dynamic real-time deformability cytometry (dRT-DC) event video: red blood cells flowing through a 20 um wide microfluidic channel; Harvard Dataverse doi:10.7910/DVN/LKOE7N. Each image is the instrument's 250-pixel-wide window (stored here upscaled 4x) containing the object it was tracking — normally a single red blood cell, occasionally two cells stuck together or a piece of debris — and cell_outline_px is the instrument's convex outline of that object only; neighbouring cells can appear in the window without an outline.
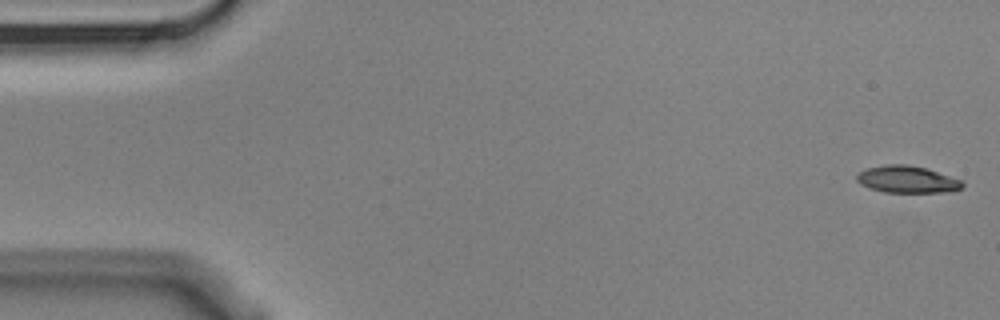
{"species": "Egyptian fruit bat (a non-hibernating species)", "species_latin": "Rousettus aegyptiacus", "temperature_condition": "cold", "stored_images_in_passage": 10, "camera_frame_rate_fps": 3000, "um_per_image_px": 0.085, "animal": {"sex": "male"}, "frame": {"image": 1, "passage_image": 1, "time_ms": 0.0, "image_size_px": [1000, 320], "cell_outline_px": [[964, 184], [960, 188], [952, 192], [884, 192], [868, 188], [860, 184], [856, 180], [856, 176], [860, 172], [868, 168], [888, 164], [908, 164], [924, 168], [960, 180]], "centroid_in_image_um": [77.06, 15.26], "position_along_channel_um": 7.9, "area_um2": 16.42}}
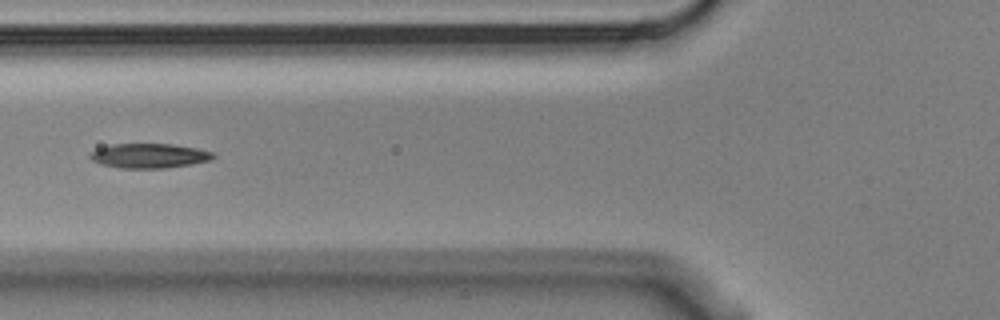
{"frame": {"image": 2, "passage_image": 6, "time_ms": 1.667, "image_size_px": [1000, 320], "cell_outline_px": [[216, 156], [212, 160], [192, 164], [164, 168], [120, 168], [100, 164], [92, 160], [88, 156], [88, 152], [96, 148], [112, 144], [172, 144], [196, 148], [212, 152]], "centroid_in_image_um": [12.64, 13.24], "position_along_channel_um": 113.2, "area_um2": 17.8}}
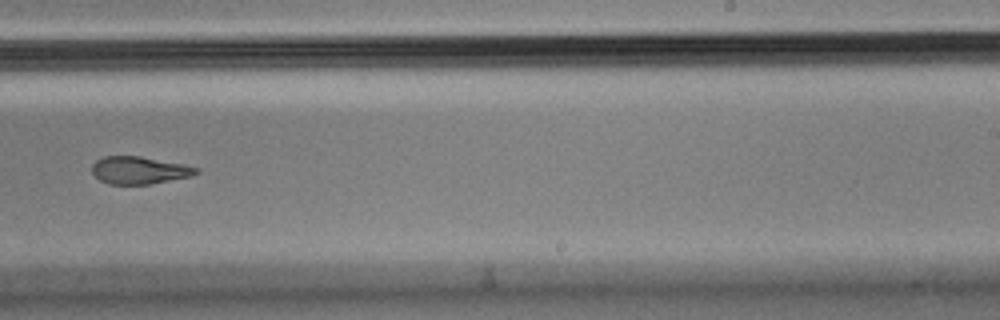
{"frame": {"image": 3, "passage_image": 10, "time_ms": 3.0, "image_size_px": [1000, 320], "cell_outline_px": [[200, 172], [192, 176], [148, 184], [108, 184], [100, 180], [92, 172], [92, 164], [96, 160], [104, 156], [140, 156], [184, 164], [200, 168]], "centroid_in_image_um": [11.85, 14.46], "position_along_channel_um": 277.1, "area_um2": 16.7}}